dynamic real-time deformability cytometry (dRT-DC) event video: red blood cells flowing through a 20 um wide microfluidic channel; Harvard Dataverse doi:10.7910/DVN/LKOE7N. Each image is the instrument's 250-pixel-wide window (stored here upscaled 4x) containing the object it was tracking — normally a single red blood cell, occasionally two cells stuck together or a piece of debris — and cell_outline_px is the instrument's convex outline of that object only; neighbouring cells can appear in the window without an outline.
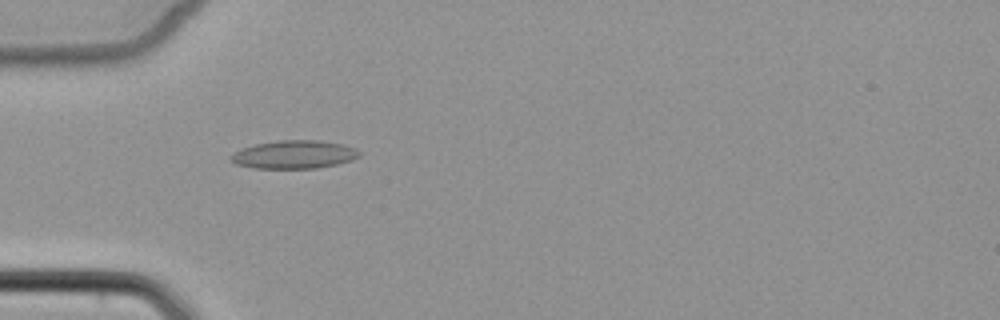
{"species": "common noctule bat (a hibernating species)", "species_latin": "Nyctalus noctula", "temperature_condition": "cold", "stored_images_in_passage": 5, "camera_frame_rate_fps": 3000, "um_per_image_px": 0.085, "animal": {"sex": "female", "body_mass_g": 22.7, "forearm_length_mm": 54.2}, "frame": {"image": 1, "passage_image": 5, "time_ms": 4.667, "image_size_px": [1000, 320], "cell_outline_px": [[360, 156], [352, 160], [336, 164], [316, 168], [252, 168], [236, 164], [232, 160], [232, 156], [236, 152], [244, 148], [256, 144], [280, 140], [316, 140], [344, 144], [356, 148], [360, 152]], "centroid_in_image_um": [25.06, 13.13], "position_along_channel_um": 59.9, "area_um2": 20.87}}